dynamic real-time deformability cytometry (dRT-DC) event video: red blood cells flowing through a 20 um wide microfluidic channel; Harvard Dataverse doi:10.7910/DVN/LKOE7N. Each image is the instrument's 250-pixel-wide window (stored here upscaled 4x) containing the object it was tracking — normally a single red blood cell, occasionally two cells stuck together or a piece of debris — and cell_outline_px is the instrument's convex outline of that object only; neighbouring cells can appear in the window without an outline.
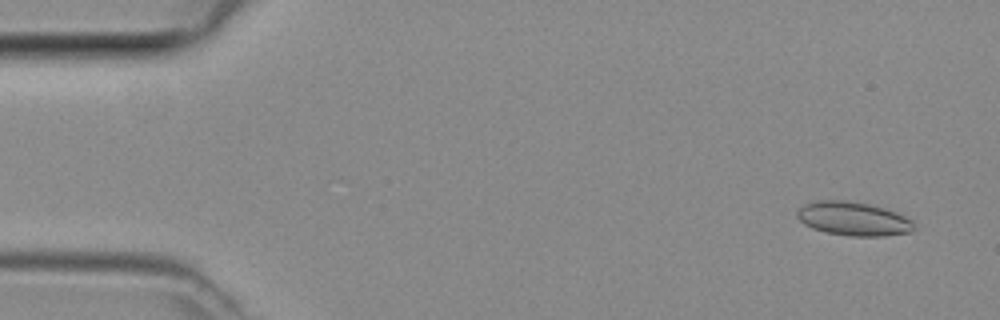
{"species": "common noctule bat (a hibernating species)", "species_latin": "Nyctalus noctula", "temperature_condition": "room temperature", "stored_images_in_passage": 4, "camera_frame_rate_fps": 3000, "um_per_image_px": 0.085, "animal": {"sex": "female", "body_mass_g": 29.2, "forearm_length_mm": 56.3}, "frame": {"image": 1, "passage_image": 1, "time_ms": 0.0, "image_size_px": [1000, 320], "cell_outline_px": [[916, 228], [912, 232], [884, 236], [848, 236], [824, 232], [812, 228], [804, 224], [796, 216], [796, 212], [804, 204], [812, 200], [844, 200], [868, 204], [884, 208], [896, 212], [912, 220]], "centroid_in_image_um": [72.52, 18.6], "position_along_channel_um": 12.5, "area_um2": 23.24}}